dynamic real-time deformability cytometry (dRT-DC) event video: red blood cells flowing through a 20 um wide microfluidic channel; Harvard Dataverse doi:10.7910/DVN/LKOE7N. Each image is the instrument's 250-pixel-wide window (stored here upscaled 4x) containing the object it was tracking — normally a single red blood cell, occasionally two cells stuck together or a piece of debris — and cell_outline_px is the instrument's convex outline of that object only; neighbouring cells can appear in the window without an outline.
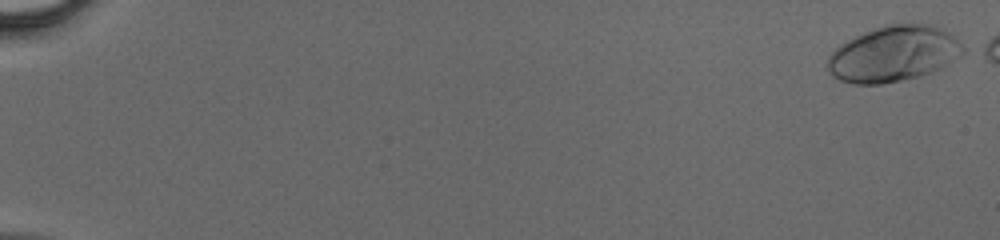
{"species": "human", "species_latin": "Homo sapiens", "temperature_condition": "cold", "stored_images_in_passage": 45, "camera_frame_rate_fps": 3000, "um_per_image_px": 0.085, "donor": {"sex": "male"}, "frame": {"image": 1, "passage_image": 2, "time_ms": 0.333, "image_size_px": [1000, 240], "cell_outline_px": [[968, 52], [948, 64], [920, 76], [880, 84], [852, 84], [840, 80], [832, 76], [828, 68], [828, 56], [840, 44], [872, 28], [888, 24], [928, 24], [952, 36], [968, 48]], "centroid_in_image_um": [75.95, 4.59], "position_along_channel_um": 9.0, "area_um2": 43.7}}
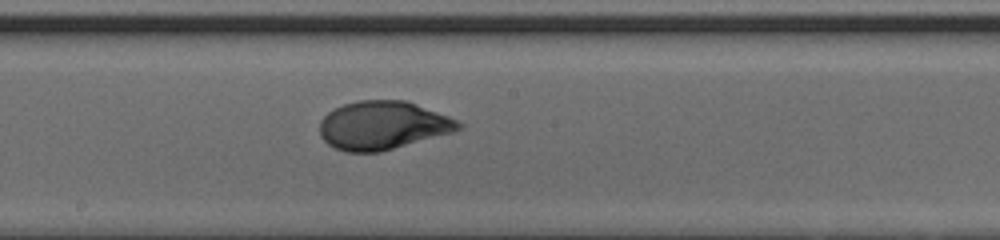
{"frame": {"image": 2, "passage_image": 29, "time_ms": 9.333, "image_size_px": [1000, 240], "cell_outline_px": [[464, 128], [456, 132], [380, 152], [344, 152], [328, 144], [320, 136], [320, 120], [328, 112], [344, 104], [356, 100], [408, 100], [448, 116], [464, 124]], "centroid_in_image_um": [32.57, 10.66], "position_along_channel_um": 215.6, "area_um2": 39.54}}
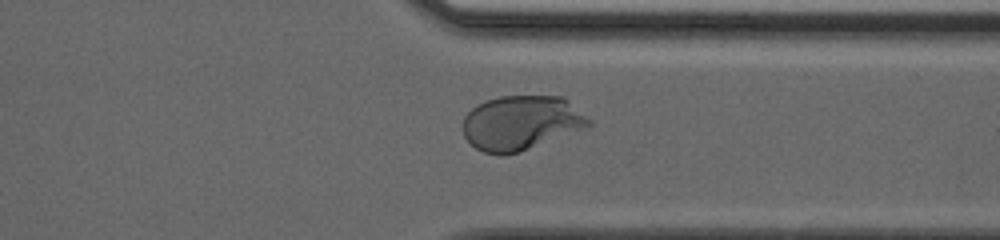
{"frame": {"image": 3, "passage_image": 39, "time_ms": 12.667, "image_size_px": [1000, 240], "cell_outline_px": [[592, 124], [588, 128], [520, 152], [500, 156], [484, 152], [476, 148], [464, 136], [464, 116], [476, 104], [500, 96], [564, 96], [592, 120]], "centroid_in_image_um": [44.34, 10.44], "position_along_channel_um": 367.1, "area_um2": 40.34}}